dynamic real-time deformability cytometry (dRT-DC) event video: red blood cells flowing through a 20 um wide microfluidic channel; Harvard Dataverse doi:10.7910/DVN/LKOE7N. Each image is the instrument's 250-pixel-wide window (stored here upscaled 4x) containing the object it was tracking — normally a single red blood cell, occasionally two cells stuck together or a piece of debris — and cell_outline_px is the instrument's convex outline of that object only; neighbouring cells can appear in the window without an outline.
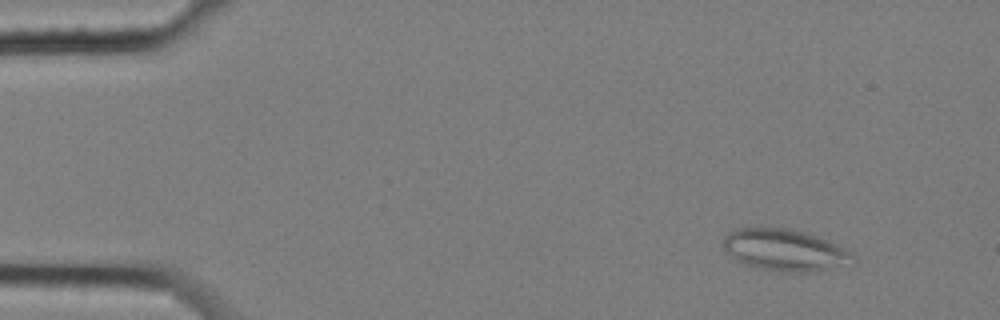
{"species": "common noctule bat (a hibernating species)", "species_latin": "Nyctalus noctula", "temperature_condition": "cold", "stored_images_in_passage": 4, "camera_frame_rate_fps": 3000, "um_per_image_px": 0.085, "animal": {"sex": "female", "body_mass_g": 25.1}, "frame": {"image": 1, "passage_image": 1, "time_ms": 0.0, "image_size_px": [1000, 320], "cell_outline_px": [[856, 260], [812, 272], [780, 272], [760, 268], [744, 264], [736, 260], [720, 244], [724, 236], [728, 232], [736, 228], [760, 224], [788, 228], [820, 236], [844, 248], [856, 256]], "centroid_in_image_um": [66.61, 21.19], "position_along_channel_um": 18.4, "area_um2": 32.14}}